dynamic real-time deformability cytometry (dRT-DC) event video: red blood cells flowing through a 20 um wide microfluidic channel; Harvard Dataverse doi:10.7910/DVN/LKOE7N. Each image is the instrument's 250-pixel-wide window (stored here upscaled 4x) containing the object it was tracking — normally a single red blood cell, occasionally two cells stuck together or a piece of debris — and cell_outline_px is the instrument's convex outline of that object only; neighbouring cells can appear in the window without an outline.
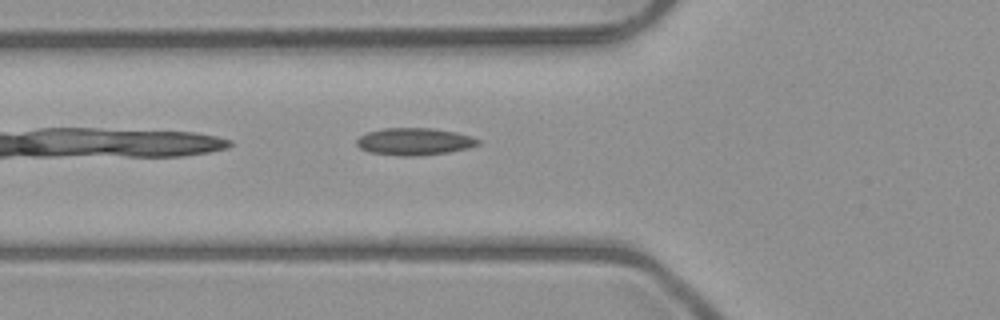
{"species": "common noctule bat (a hibernating species)", "species_latin": "Nyctalus noctula", "temperature_condition": "room temperature", "stored_images_in_passage": 6, "camera_frame_rate_fps": 3000, "um_per_image_px": 0.085, "animal": {"sex": "male", "body_mass_g": 23.1, "forearm_length_mm": 52.7}, "frame": {"image": 1, "passage_image": 6, "time_ms": 6.667, "image_size_px": [1000, 320], "cell_outline_px": [[480, 144], [468, 148], [448, 152], [416, 156], [400, 156], [368, 152], [360, 148], [356, 144], [356, 140], [360, 136], [368, 132], [384, 128], [432, 128], [456, 132], [480, 140]], "centroid_in_image_um": [35.2, 12.03], "position_along_channel_um": 90.6, "area_um2": 19.19}}